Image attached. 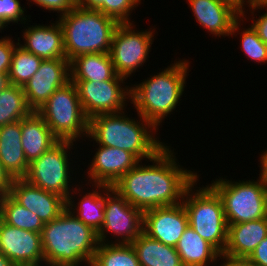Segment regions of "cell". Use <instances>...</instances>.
Wrapping results in <instances>:
<instances>
[{"label": "cell", "instance_id": "obj_1", "mask_svg": "<svg viewBox=\"0 0 267 266\" xmlns=\"http://www.w3.org/2000/svg\"><path fill=\"white\" fill-rule=\"evenodd\" d=\"M169 147L166 145L150 159L153 165H140L139 162L112 188L142 211L182 203L185 191L199 177L180 167Z\"/></svg>", "mask_w": 267, "mask_h": 266}, {"label": "cell", "instance_id": "obj_2", "mask_svg": "<svg viewBox=\"0 0 267 266\" xmlns=\"http://www.w3.org/2000/svg\"><path fill=\"white\" fill-rule=\"evenodd\" d=\"M75 213L66 208L56 219L44 224L41 237L45 265L78 266L82 262L91 265L99 244L97 232Z\"/></svg>", "mask_w": 267, "mask_h": 266}, {"label": "cell", "instance_id": "obj_3", "mask_svg": "<svg viewBox=\"0 0 267 266\" xmlns=\"http://www.w3.org/2000/svg\"><path fill=\"white\" fill-rule=\"evenodd\" d=\"M124 112L101 114L91 118L88 137L98 145L126 150L140 161L144 158H154L166 147L152 132L157 128L139 114L138 122L137 119L124 115Z\"/></svg>", "mask_w": 267, "mask_h": 266}, {"label": "cell", "instance_id": "obj_4", "mask_svg": "<svg viewBox=\"0 0 267 266\" xmlns=\"http://www.w3.org/2000/svg\"><path fill=\"white\" fill-rule=\"evenodd\" d=\"M187 60L170 64L164 71L147 78L138 85L131 86L130 101L137 114L152 123L157 129L165 116L176 108L183 95L187 71Z\"/></svg>", "mask_w": 267, "mask_h": 266}, {"label": "cell", "instance_id": "obj_5", "mask_svg": "<svg viewBox=\"0 0 267 266\" xmlns=\"http://www.w3.org/2000/svg\"><path fill=\"white\" fill-rule=\"evenodd\" d=\"M63 29L66 59L82 54L109 53L114 32L120 24L98 10L76 6L59 17Z\"/></svg>", "mask_w": 267, "mask_h": 266}, {"label": "cell", "instance_id": "obj_6", "mask_svg": "<svg viewBox=\"0 0 267 266\" xmlns=\"http://www.w3.org/2000/svg\"><path fill=\"white\" fill-rule=\"evenodd\" d=\"M197 180L198 178L187 188L182 200L189 226L223 254L227 244L228 225L222 200L209 184L193 192Z\"/></svg>", "mask_w": 267, "mask_h": 266}, {"label": "cell", "instance_id": "obj_7", "mask_svg": "<svg viewBox=\"0 0 267 266\" xmlns=\"http://www.w3.org/2000/svg\"><path fill=\"white\" fill-rule=\"evenodd\" d=\"M209 185L222 200L227 225L267 217V180L262 174L257 181L219 178Z\"/></svg>", "mask_w": 267, "mask_h": 266}, {"label": "cell", "instance_id": "obj_8", "mask_svg": "<svg viewBox=\"0 0 267 266\" xmlns=\"http://www.w3.org/2000/svg\"><path fill=\"white\" fill-rule=\"evenodd\" d=\"M36 112L59 141L75 142L83 135L88 138L89 119L71 80L58 88Z\"/></svg>", "mask_w": 267, "mask_h": 266}, {"label": "cell", "instance_id": "obj_9", "mask_svg": "<svg viewBox=\"0 0 267 266\" xmlns=\"http://www.w3.org/2000/svg\"><path fill=\"white\" fill-rule=\"evenodd\" d=\"M74 146L70 141H58L39 158L31 161L24 179L41 189L55 193L66 201L71 195L68 150ZM69 175V176H68ZM69 183V184H68Z\"/></svg>", "mask_w": 267, "mask_h": 266}, {"label": "cell", "instance_id": "obj_10", "mask_svg": "<svg viewBox=\"0 0 267 266\" xmlns=\"http://www.w3.org/2000/svg\"><path fill=\"white\" fill-rule=\"evenodd\" d=\"M104 215L103 225L97 233L99 243H110L105 238L111 232L118 236V242L112 243L131 244L143 232V211L108 185H105Z\"/></svg>", "mask_w": 267, "mask_h": 266}, {"label": "cell", "instance_id": "obj_11", "mask_svg": "<svg viewBox=\"0 0 267 266\" xmlns=\"http://www.w3.org/2000/svg\"><path fill=\"white\" fill-rule=\"evenodd\" d=\"M132 25H118L109 52L116 74L125 80L146 62L154 40L152 30L139 32Z\"/></svg>", "mask_w": 267, "mask_h": 266}, {"label": "cell", "instance_id": "obj_12", "mask_svg": "<svg viewBox=\"0 0 267 266\" xmlns=\"http://www.w3.org/2000/svg\"><path fill=\"white\" fill-rule=\"evenodd\" d=\"M124 79L116 74L111 80L103 82L73 81L84 113L89 120L96 115L125 110V103L131 97V88L121 86L120 83H125Z\"/></svg>", "mask_w": 267, "mask_h": 266}, {"label": "cell", "instance_id": "obj_13", "mask_svg": "<svg viewBox=\"0 0 267 266\" xmlns=\"http://www.w3.org/2000/svg\"><path fill=\"white\" fill-rule=\"evenodd\" d=\"M0 252L15 266H42L44 264L41 233L10 226L1 219Z\"/></svg>", "mask_w": 267, "mask_h": 266}, {"label": "cell", "instance_id": "obj_14", "mask_svg": "<svg viewBox=\"0 0 267 266\" xmlns=\"http://www.w3.org/2000/svg\"><path fill=\"white\" fill-rule=\"evenodd\" d=\"M69 81V60L66 58L43 60L38 71L23 86L28 106L37 111L58 88Z\"/></svg>", "mask_w": 267, "mask_h": 266}, {"label": "cell", "instance_id": "obj_15", "mask_svg": "<svg viewBox=\"0 0 267 266\" xmlns=\"http://www.w3.org/2000/svg\"><path fill=\"white\" fill-rule=\"evenodd\" d=\"M188 225L183 203L143 211V232L168 246L176 247Z\"/></svg>", "mask_w": 267, "mask_h": 266}, {"label": "cell", "instance_id": "obj_16", "mask_svg": "<svg viewBox=\"0 0 267 266\" xmlns=\"http://www.w3.org/2000/svg\"><path fill=\"white\" fill-rule=\"evenodd\" d=\"M188 2L195 20L215 37L229 36L238 32L242 20L241 11L231 2L227 0H188Z\"/></svg>", "mask_w": 267, "mask_h": 266}, {"label": "cell", "instance_id": "obj_17", "mask_svg": "<svg viewBox=\"0 0 267 266\" xmlns=\"http://www.w3.org/2000/svg\"><path fill=\"white\" fill-rule=\"evenodd\" d=\"M9 194L44 224L56 219L67 208L63 197L32 185L24 178L14 180Z\"/></svg>", "mask_w": 267, "mask_h": 266}, {"label": "cell", "instance_id": "obj_18", "mask_svg": "<svg viewBox=\"0 0 267 266\" xmlns=\"http://www.w3.org/2000/svg\"><path fill=\"white\" fill-rule=\"evenodd\" d=\"M90 164L93 185L113 186L125 173L141 162L134 154L119 148L99 145Z\"/></svg>", "mask_w": 267, "mask_h": 266}, {"label": "cell", "instance_id": "obj_19", "mask_svg": "<svg viewBox=\"0 0 267 266\" xmlns=\"http://www.w3.org/2000/svg\"><path fill=\"white\" fill-rule=\"evenodd\" d=\"M52 25H35L23 32L24 45L19 46L35 54L42 60L66 58L64 51L63 29L59 21Z\"/></svg>", "mask_w": 267, "mask_h": 266}, {"label": "cell", "instance_id": "obj_20", "mask_svg": "<svg viewBox=\"0 0 267 266\" xmlns=\"http://www.w3.org/2000/svg\"><path fill=\"white\" fill-rule=\"evenodd\" d=\"M267 236V217L228 225L227 244L223 254L247 259Z\"/></svg>", "mask_w": 267, "mask_h": 266}, {"label": "cell", "instance_id": "obj_21", "mask_svg": "<svg viewBox=\"0 0 267 266\" xmlns=\"http://www.w3.org/2000/svg\"><path fill=\"white\" fill-rule=\"evenodd\" d=\"M21 136V120L0 127V162L14 179L24 178L29 167Z\"/></svg>", "mask_w": 267, "mask_h": 266}, {"label": "cell", "instance_id": "obj_22", "mask_svg": "<svg viewBox=\"0 0 267 266\" xmlns=\"http://www.w3.org/2000/svg\"><path fill=\"white\" fill-rule=\"evenodd\" d=\"M21 132L22 147L29 163L59 141L36 111L21 119Z\"/></svg>", "mask_w": 267, "mask_h": 266}, {"label": "cell", "instance_id": "obj_23", "mask_svg": "<svg viewBox=\"0 0 267 266\" xmlns=\"http://www.w3.org/2000/svg\"><path fill=\"white\" fill-rule=\"evenodd\" d=\"M116 75L109 53L82 54L70 61L71 81L111 80Z\"/></svg>", "mask_w": 267, "mask_h": 266}, {"label": "cell", "instance_id": "obj_24", "mask_svg": "<svg viewBox=\"0 0 267 266\" xmlns=\"http://www.w3.org/2000/svg\"><path fill=\"white\" fill-rule=\"evenodd\" d=\"M176 251L180 256L183 266H207L217 262L220 253L202 237H200L192 227H188L183 232L177 245Z\"/></svg>", "mask_w": 267, "mask_h": 266}, {"label": "cell", "instance_id": "obj_25", "mask_svg": "<svg viewBox=\"0 0 267 266\" xmlns=\"http://www.w3.org/2000/svg\"><path fill=\"white\" fill-rule=\"evenodd\" d=\"M140 266H183L175 247L142 232L132 243Z\"/></svg>", "mask_w": 267, "mask_h": 266}, {"label": "cell", "instance_id": "obj_26", "mask_svg": "<svg viewBox=\"0 0 267 266\" xmlns=\"http://www.w3.org/2000/svg\"><path fill=\"white\" fill-rule=\"evenodd\" d=\"M94 186H96V190H94L93 192L90 191V193L87 194L85 193L80 202L77 203L78 207L74 205L75 203L72 199L73 195L69 196L67 200V209L71 212L77 210L76 217L81 220L85 225L91 227L94 231L98 233L103 225L105 216V185L96 184Z\"/></svg>", "mask_w": 267, "mask_h": 266}, {"label": "cell", "instance_id": "obj_27", "mask_svg": "<svg viewBox=\"0 0 267 266\" xmlns=\"http://www.w3.org/2000/svg\"><path fill=\"white\" fill-rule=\"evenodd\" d=\"M0 219L13 227L42 233V220L20 205L9 193L0 195Z\"/></svg>", "mask_w": 267, "mask_h": 266}, {"label": "cell", "instance_id": "obj_28", "mask_svg": "<svg viewBox=\"0 0 267 266\" xmlns=\"http://www.w3.org/2000/svg\"><path fill=\"white\" fill-rule=\"evenodd\" d=\"M32 111L22 86L10 84L0 91V127L21 120Z\"/></svg>", "mask_w": 267, "mask_h": 266}, {"label": "cell", "instance_id": "obj_29", "mask_svg": "<svg viewBox=\"0 0 267 266\" xmlns=\"http://www.w3.org/2000/svg\"><path fill=\"white\" fill-rule=\"evenodd\" d=\"M90 266H140L131 244L99 243Z\"/></svg>", "mask_w": 267, "mask_h": 266}, {"label": "cell", "instance_id": "obj_30", "mask_svg": "<svg viewBox=\"0 0 267 266\" xmlns=\"http://www.w3.org/2000/svg\"><path fill=\"white\" fill-rule=\"evenodd\" d=\"M42 59L24 50L19 44L15 47L8 73L10 84L24 86L38 71Z\"/></svg>", "mask_w": 267, "mask_h": 266}, {"label": "cell", "instance_id": "obj_31", "mask_svg": "<svg viewBox=\"0 0 267 266\" xmlns=\"http://www.w3.org/2000/svg\"><path fill=\"white\" fill-rule=\"evenodd\" d=\"M240 36H242L240 44L245 55L252 61L266 63L267 45L259 38L253 27L244 29Z\"/></svg>", "mask_w": 267, "mask_h": 266}, {"label": "cell", "instance_id": "obj_32", "mask_svg": "<svg viewBox=\"0 0 267 266\" xmlns=\"http://www.w3.org/2000/svg\"><path fill=\"white\" fill-rule=\"evenodd\" d=\"M140 2L141 0H104L103 14L115 19L120 24L131 23L129 15Z\"/></svg>", "mask_w": 267, "mask_h": 266}, {"label": "cell", "instance_id": "obj_33", "mask_svg": "<svg viewBox=\"0 0 267 266\" xmlns=\"http://www.w3.org/2000/svg\"><path fill=\"white\" fill-rule=\"evenodd\" d=\"M20 5L19 0H0V30H3L10 22L18 24V21H24L23 23L26 24L25 9Z\"/></svg>", "mask_w": 267, "mask_h": 266}, {"label": "cell", "instance_id": "obj_34", "mask_svg": "<svg viewBox=\"0 0 267 266\" xmlns=\"http://www.w3.org/2000/svg\"><path fill=\"white\" fill-rule=\"evenodd\" d=\"M15 44L10 37L0 39V73H9L12 54L19 43Z\"/></svg>", "mask_w": 267, "mask_h": 266}, {"label": "cell", "instance_id": "obj_35", "mask_svg": "<svg viewBox=\"0 0 267 266\" xmlns=\"http://www.w3.org/2000/svg\"><path fill=\"white\" fill-rule=\"evenodd\" d=\"M35 4L44 9L50 11H58L60 13L59 16H63L66 13L70 12L74 9L76 5V0H31Z\"/></svg>", "mask_w": 267, "mask_h": 266}, {"label": "cell", "instance_id": "obj_36", "mask_svg": "<svg viewBox=\"0 0 267 266\" xmlns=\"http://www.w3.org/2000/svg\"><path fill=\"white\" fill-rule=\"evenodd\" d=\"M265 7H267V5L260 3L258 1H256L254 4H252L250 6L251 9V15H254L255 10L257 9H264ZM253 19V23H252V27L253 29L256 31L257 35L259 36V38L267 45V11L261 16H259L258 19H256V21Z\"/></svg>", "mask_w": 267, "mask_h": 266}, {"label": "cell", "instance_id": "obj_37", "mask_svg": "<svg viewBox=\"0 0 267 266\" xmlns=\"http://www.w3.org/2000/svg\"><path fill=\"white\" fill-rule=\"evenodd\" d=\"M247 260L254 266H267V236L254 249Z\"/></svg>", "mask_w": 267, "mask_h": 266}, {"label": "cell", "instance_id": "obj_38", "mask_svg": "<svg viewBox=\"0 0 267 266\" xmlns=\"http://www.w3.org/2000/svg\"><path fill=\"white\" fill-rule=\"evenodd\" d=\"M14 180L15 179L0 162V195L10 193Z\"/></svg>", "mask_w": 267, "mask_h": 266}, {"label": "cell", "instance_id": "obj_39", "mask_svg": "<svg viewBox=\"0 0 267 266\" xmlns=\"http://www.w3.org/2000/svg\"><path fill=\"white\" fill-rule=\"evenodd\" d=\"M104 0H76V5L83 9L98 10L103 13Z\"/></svg>", "mask_w": 267, "mask_h": 266}, {"label": "cell", "instance_id": "obj_40", "mask_svg": "<svg viewBox=\"0 0 267 266\" xmlns=\"http://www.w3.org/2000/svg\"><path fill=\"white\" fill-rule=\"evenodd\" d=\"M225 259L224 262L220 266H254L247 259L244 258H232L228 257L224 254H220V259Z\"/></svg>", "mask_w": 267, "mask_h": 266}, {"label": "cell", "instance_id": "obj_41", "mask_svg": "<svg viewBox=\"0 0 267 266\" xmlns=\"http://www.w3.org/2000/svg\"><path fill=\"white\" fill-rule=\"evenodd\" d=\"M229 2H231L233 5H235L240 11H241V16L244 20V14H246L245 10H244V5L246 4L245 2H247V4H249L248 7H250L252 4H254L257 0H227Z\"/></svg>", "mask_w": 267, "mask_h": 266}, {"label": "cell", "instance_id": "obj_42", "mask_svg": "<svg viewBox=\"0 0 267 266\" xmlns=\"http://www.w3.org/2000/svg\"><path fill=\"white\" fill-rule=\"evenodd\" d=\"M261 173L267 180V150L260 157Z\"/></svg>", "mask_w": 267, "mask_h": 266}, {"label": "cell", "instance_id": "obj_43", "mask_svg": "<svg viewBox=\"0 0 267 266\" xmlns=\"http://www.w3.org/2000/svg\"><path fill=\"white\" fill-rule=\"evenodd\" d=\"M10 85L8 73H0V91Z\"/></svg>", "mask_w": 267, "mask_h": 266}, {"label": "cell", "instance_id": "obj_44", "mask_svg": "<svg viewBox=\"0 0 267 266\" xmlns=\"http://www.w3.org/2000/svg\"><path fill=\"white\" fill-rule=\"evenodd\" d=\"M0 266H15V265L0 252Z\"/></svg>", "mask_w": 267, "mask_h": 266}, {"label": "cell", "instance_id": "obj_45", "mask_svg": "<svg viewBox=\"0 0 267 266\" xmlns=\"http://www.w3.org/2000/svg\"><path fill=\"white\" fill-rule=\"evenodd\" d=\"M257 1L260 2V3H263L265 5H267V0H257Z\"/></svg>", "mask_w": 267, "mask_h": 266}]
</instances>
